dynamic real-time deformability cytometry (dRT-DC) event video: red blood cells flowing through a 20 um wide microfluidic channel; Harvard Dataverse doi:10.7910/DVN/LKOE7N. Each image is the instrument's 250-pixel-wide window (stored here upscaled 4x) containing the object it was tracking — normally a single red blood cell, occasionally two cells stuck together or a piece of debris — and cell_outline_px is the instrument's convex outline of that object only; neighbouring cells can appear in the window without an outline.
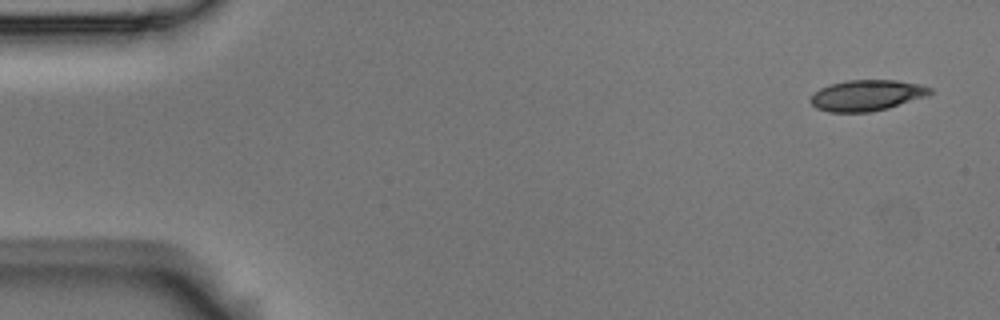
{"species": "Egyptian fruit bat (a non-hibernating species)", "species_latin": "Rousettus aegyptiacus", "temperature_condition": "room temperature", "stored_images_in_passage": 5, "camera_frame_rate_fps": 3000, "um_per_image_px": 0.085, "animal": {"sex": "male"}, "frame": {"image": 1, "passage_image": 1, "time_ms": 0.0, "image_size_px": [1000, 320], "cell_outline_px": [[932, 92], [928, 96], [888, 108], [872, 112], [828, 112], [816, 108], [808, 100], [820, 88], [832, 84], [848, 80], [896, 80], [920, 84], [932, 88]], "centroid_in_image_um": [73.7, 8.11], "position_along_channel_um": 11.3, "area_um2": 21.56}}
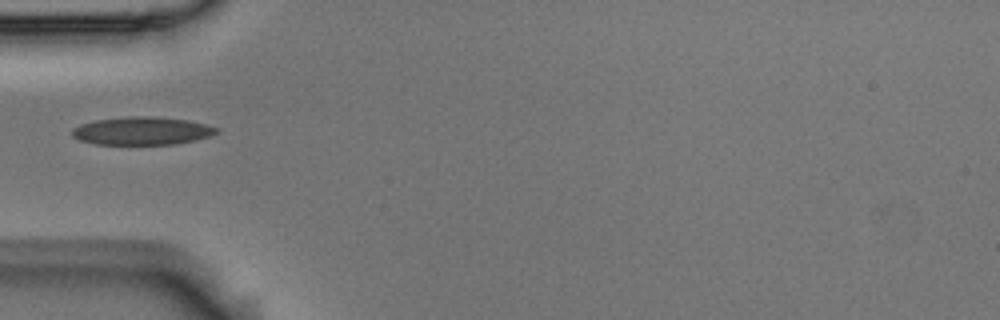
{"frame": {"image": 2, "passage_image": 5, "time_ms": 1.333, "image_size_px": [1000, 320], "cell_outline_px": [[220, 132], [212, 136], [196, 140], [176, 144], [96, 144], [80, 140], [72, 136], [72, 128], [80, 124], [96, 120], [128, 116], [148, 116], [188, 120], [220, 128]], "centroid_in_image_um": [12.11, 11.12], "position_along_channel_um": 72.9, "area_um2": 23.64}}